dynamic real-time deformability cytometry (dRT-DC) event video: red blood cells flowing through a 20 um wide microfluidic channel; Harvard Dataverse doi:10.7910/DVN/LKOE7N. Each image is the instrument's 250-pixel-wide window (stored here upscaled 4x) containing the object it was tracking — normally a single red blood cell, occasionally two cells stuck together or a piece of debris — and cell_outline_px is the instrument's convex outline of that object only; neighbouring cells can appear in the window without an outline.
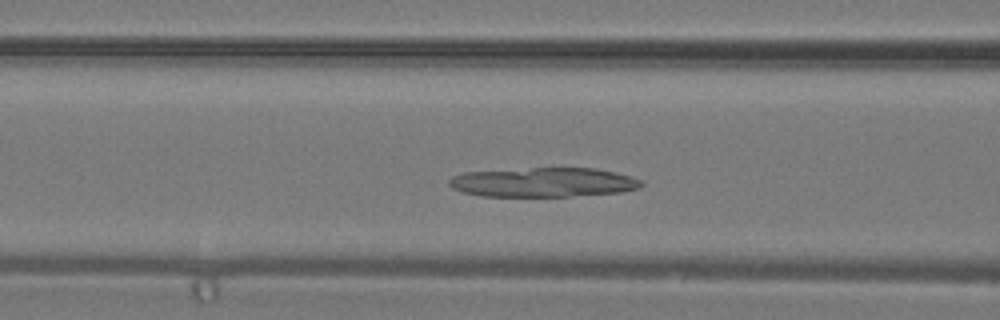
{"species": "common noctule bat (a hibernating species)", "species_latin": "Nyctalus noctula", "temperature_condition": "warm", "stored_images_in_passage": 34, "camera_frame_rate_fps": 3000, "um_per_image_px": 0.085, "animal": {"sex": "male", "body_mass_g": 19.2, "forearm_length_mm": 51.8}, "frame": {"image": 1, "passage_image": 11, "time_ms": 3.333, "image_size_px": [1000, 320], "cell_outline_px": [[644, 184], [640, 188], [624, 192], [568, 196], [480, 196], [464, 192], [452, 188], [448, 184], [448, 180], [452, 176], [464, 172], [532, 168], [596, 168], [616, 172], [640, 180]], "centroid_in_image_um": [46.19, 15.49], "position_along_channel_um": 120.4, "area_um2": 32.95}}
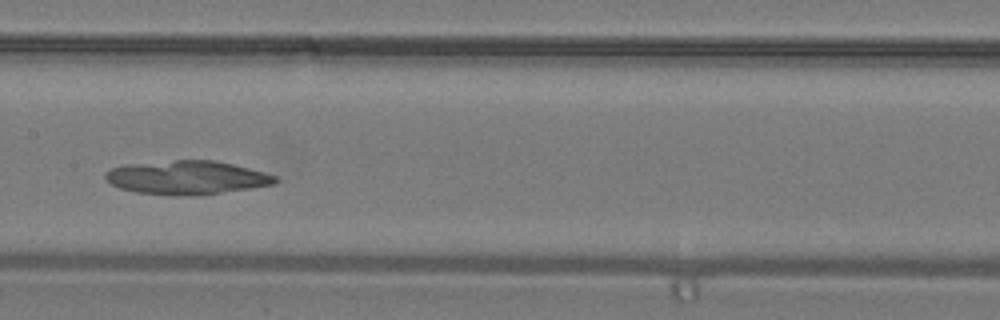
{"frame": {"image": 2, "passage_image": 15, "time_ms": 4.667, "image_size_px": [1000, 320], "cell_outline_px": [[280, 180], [276, 184], [252, 188], [200, 196], [168, 196], [136, 192], [120, 188], [112, 184], [104, 176], [104, 172], [112, 168], [128, 164], [176, 160], [216, 160], [264, 172], [276, 176]], "centroid_in_image_um": [15.91, 15.11], "position_along_channel_um": 191.5, "area_um2": 33.7}}
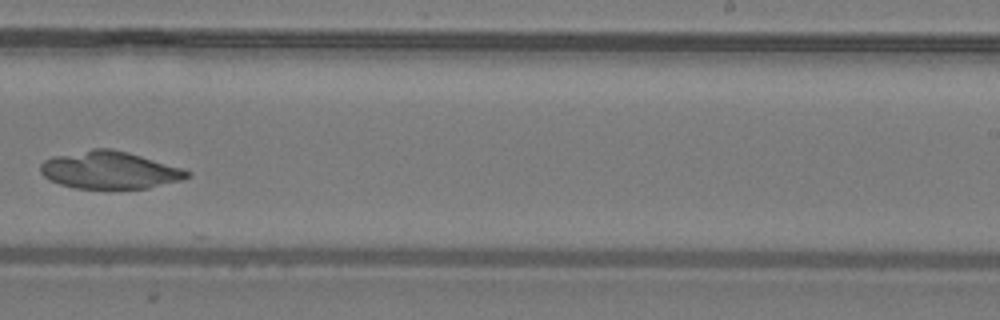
{"frame": {"image": 3, "passage_image": 20, "time_ms": 6.333, "image_size_px": [1000, 320], "cell_outline_px": [[192, 176], [180, 180], [148, 188], [72, 188], [48, 180], [40, 172], [40, 164], [44, 160], [52, 156], [92, 148], [112, 148], [128, 152], [184, 168], [192, 172]], "centroid_in_image_um": [9.31, 14.45], "position_along_channel_um": 279.7, "area_um2": 32.25}}